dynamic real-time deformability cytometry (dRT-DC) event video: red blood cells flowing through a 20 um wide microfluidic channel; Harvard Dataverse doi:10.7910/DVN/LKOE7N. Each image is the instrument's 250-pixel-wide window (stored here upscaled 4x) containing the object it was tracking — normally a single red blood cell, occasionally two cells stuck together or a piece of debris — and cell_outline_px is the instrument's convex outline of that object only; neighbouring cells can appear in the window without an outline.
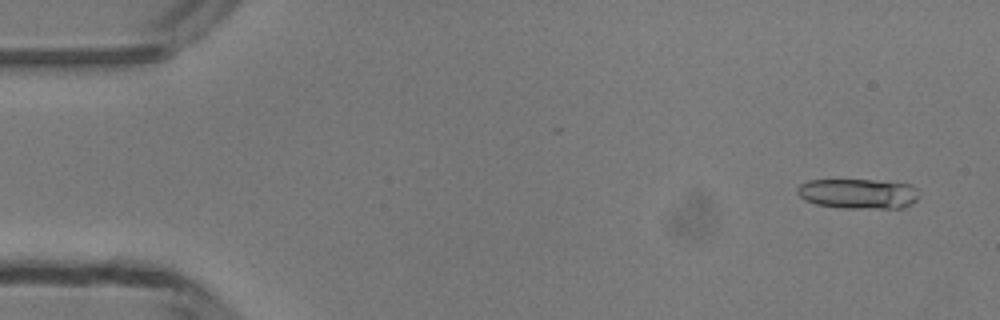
{"species": "common noctule bat (a hibernating species)", "species_latin": "Nyctalus noctula", "temperature_condition": "room temperature", "stored_images_in_passage": 15, "camera_frame_rate_fps": 3000, "um_per_image_px": 0.085, "animal": {"sex": "male", "body_mass_g": 13.3}, "frame": {"image": 1, "passage_image": 3, "time_ms": 0.667, "image_size_px": [1000, 320], "cell_outline_px": [[916, 200], [912, 204], [904, 208], [840, 208], [816, 204], [804, 200], [796, 192], [796, 188], [800, 184], [808, 180], [872, 180], [908, 184], [916, 188]], "centroid_in_image_um": [72.9, 16.47], "position_along_channel_um": 12.1, "area_um2": 21.27}}